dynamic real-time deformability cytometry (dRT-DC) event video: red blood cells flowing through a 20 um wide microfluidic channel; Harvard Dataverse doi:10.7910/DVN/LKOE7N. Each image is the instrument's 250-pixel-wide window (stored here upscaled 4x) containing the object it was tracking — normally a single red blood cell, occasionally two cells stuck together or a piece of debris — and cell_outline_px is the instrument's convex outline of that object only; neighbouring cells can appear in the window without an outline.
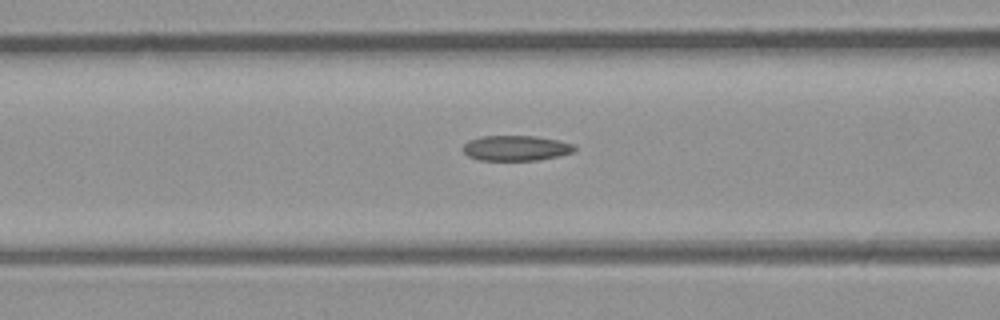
{"species": "common noctule bat (a hibernating species)", "species_latin": "Nyctalus noctula", "temperature_condition": "room temperature", "stored_images_in_passage": 24, "camera_frame_rate_fps": 3000, "um_per_image_px": 0.085, "animal": {"sex": "male", "body_mass_g": 23.1, "forearm_length_mm": 52.7}, "frame": {"image": 1, "passage_image": 6, "time_ms": 1.667, "image_size_px": [1000, 320], "cell_outline_px": [[576, 148], [572, 152], [540, 160], [480, 160], [468, 156], [460, 148], [468, 140], [480, 136], [536, 136], [560, 140], [572, 144]], "centroid_in_image_um": [43.81, 12.58], "position_along_channel_um": 122.8, "area_um2": 16.47}}
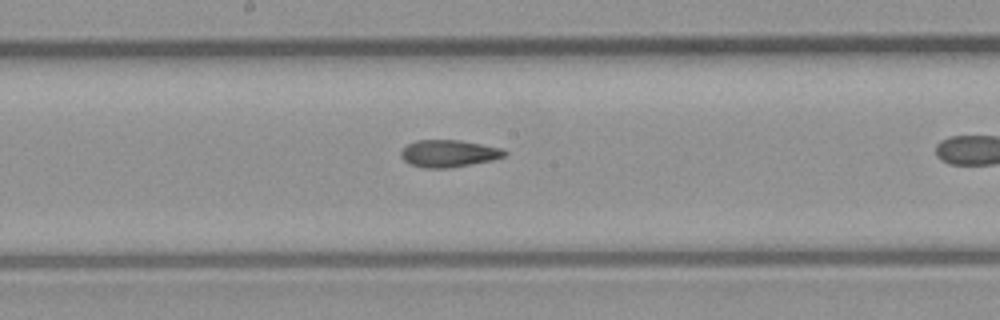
{"frame": {"image": 2, "passage_image": 12, "time_ms": 3.667, "image_size_px": [1000, 320], "cell_outline_px": [[508, 156], [492, 160], [472, 164], [448, 168], [424, 168], [408, 164], [400, 156], [400, 152], [408, 144], [416, 140], [460, 140], [504, 148], [508, 152]], "centroid_in_image_um": [38.18, 13.05], "position_along_channel_um": 210.0, "area_um2": 16.65}}
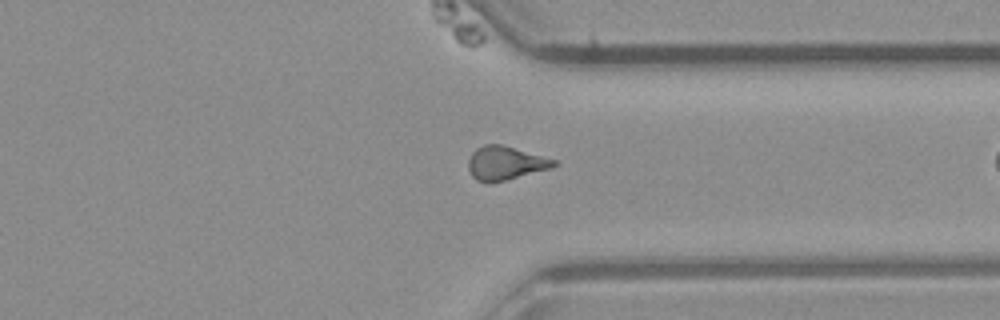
{"frame": {"image": 3, "passage_image": 23, "time_ms": 7.333, "image_size_px": [1000, 320], "cell_outline_px": [[556, 164], [552, 168], [508, 180], [488, 184], [476, 180], [472, 176], [468, 168], [468, 160], [472, 152], [476, 148], [484, 144], [500, 144], [556, 160]], "centroid_in_image_um": [42.92, 13.89], "position_along_channel_um": 368.5, "area_um2": 16.88}}